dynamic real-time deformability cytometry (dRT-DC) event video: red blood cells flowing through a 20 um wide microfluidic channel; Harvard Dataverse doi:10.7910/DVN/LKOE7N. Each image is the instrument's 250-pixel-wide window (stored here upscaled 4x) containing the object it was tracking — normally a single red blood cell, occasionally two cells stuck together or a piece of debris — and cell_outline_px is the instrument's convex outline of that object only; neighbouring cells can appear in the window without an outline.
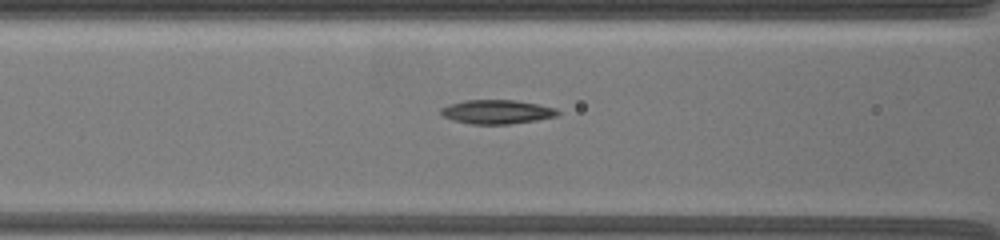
{"species": "common noctule bat (a hibernating species)", "species_latin": "Nyctalus noctula", "temperature_condition": "warm", "stored_images_in_passage": 11, "camera_frame_rate_fps": 3000, "um_per_image_px": 0.085, "animal": {"sex": "female", "body_mass_g": 19.5, "forearm_length_mm": 54.1}, "frame": {"image": 1, "passage_image": 8, "time_ms": 5.0, "image_size_px": [1000, 240], "cell_outline_px": [[560, 112], [556, 116], [536, 120], [508, 124], [472, 124], [452, 120], [444, 116], [440, 112], [440, 108], [448, 104], [464, 100], [512, 100], [536, 104], [556, 108]], "centroid_in_image_um": [42.19, 9.5], "position_along_channel_um": 124.4, "area_um2": 16.24}}
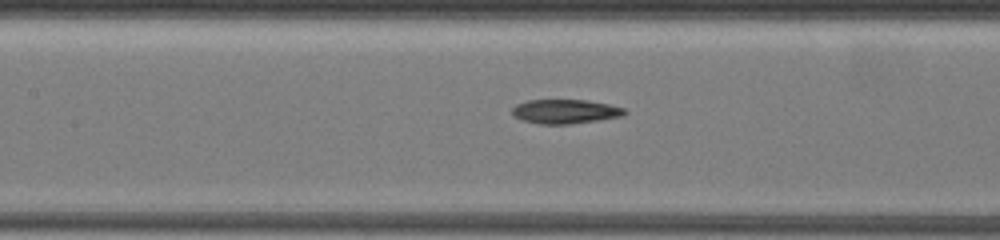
{"frame": {"image": 2, "passage_image": 10, "time_ms": 6.0, "image_size_px": [1000, 240], "cell_outline_px": [[628, 112], [624, 116], [568, 124], [540, 124], [520, 120], [512, 116], [512, 108], [516, 104], [528, 100], [588, 100], [608, 104], [624, 108]], "centroid_in_image_um": [48.02, 9.47], "position_along_channel_um": 159.4, "area_um2": 15.95}}